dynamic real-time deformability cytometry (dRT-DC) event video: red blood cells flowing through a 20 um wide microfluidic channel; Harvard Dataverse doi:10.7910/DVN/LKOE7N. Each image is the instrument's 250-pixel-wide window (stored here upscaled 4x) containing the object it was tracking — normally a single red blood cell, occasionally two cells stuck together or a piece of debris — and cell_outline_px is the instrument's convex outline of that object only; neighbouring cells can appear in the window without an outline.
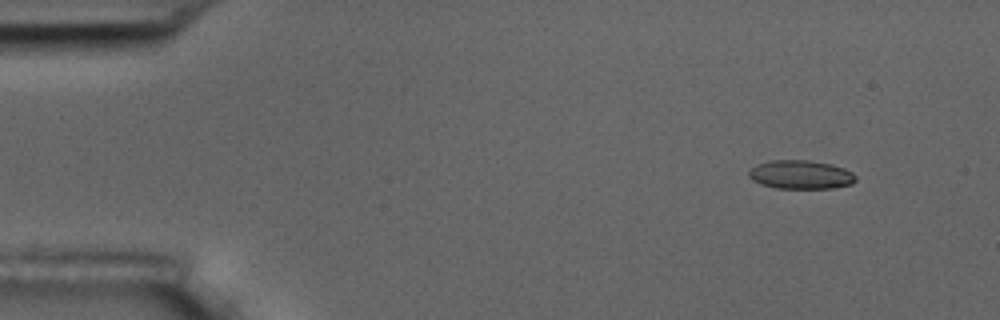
{"species": "common noctule bat (a hibernating species)", "species_latin": "Nyctalus noctula", "temperature_condition": "room temperature", "stored_images_in_passage": 5, "camera_frame_rate_fps": 3000, "um_per_image_px": 0.085, "animal": {"sex": "male", "body_mass_g": 17.5, "forearm_length_mm": 52.3}, "frame": {"image": 1, "passage_image": 2, "time_ms": 1.0, "image_size_px": [1000, 320], "cell_outline_px": [[856, 180], [852, 184], [832, 188], [776, 188], [760, 184], [752, 180], [748, 176], [748, 172], [756, 164], [772, 160], [808, 160], [832, 164], [844, 168], [852, 172], [856, 176]], "centroid_in_image_um": [68.06, 14.84], "position_along_channel_um": 16.9, "area_um2": 17.98}}
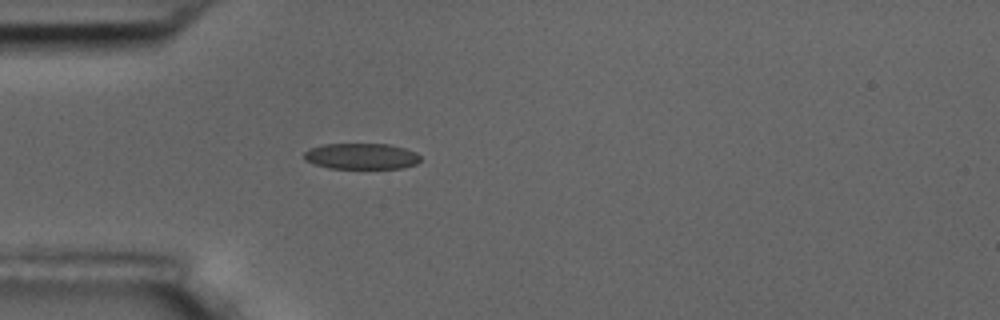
{"frame": {"image": 2, "passage_image": 5, "time_ms": 4.667, "image_size_px": [1000, 320], "cell_outline_px": [[420, 160], [416, 164], [400, 168], [328, 168], [304, 160], [304, 152], [308, 148], [324, 144], [388, 144], [404, 148], [416, 152], [420, 156]], "centroid_in_image_um": [30.7, 13.27], "position_along_channel_um": 54.3, "area_um2": 17.57}}